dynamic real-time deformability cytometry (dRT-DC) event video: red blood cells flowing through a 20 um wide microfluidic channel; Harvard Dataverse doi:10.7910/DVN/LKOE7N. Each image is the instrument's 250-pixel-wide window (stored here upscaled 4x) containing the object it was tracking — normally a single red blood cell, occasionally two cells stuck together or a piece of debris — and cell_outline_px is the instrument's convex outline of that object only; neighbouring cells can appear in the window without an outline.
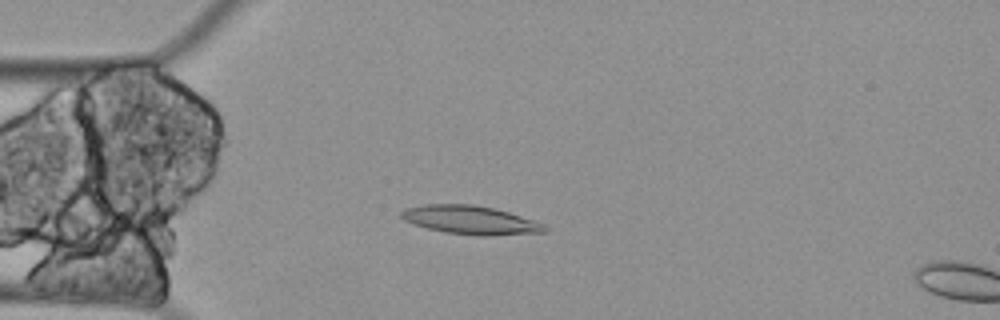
{"species": "Egyptian fruit bat (a non-hibernating species)", "species_latin": "Rousettus aegyptiacus", "temperature_condition": "cold", "stored_images_in_passage": 50, "camera_frame_rate_fps": 3000, "um_per_image_px": 0.085, "animal": {"sex": "female"}, "frame": {"image": 1, "passage_image": 15, "time_ms": 4.667, "image_size_px": [1000, 320], "cell_outline_px": [[548, 232], [448, 232], [428, 228], [404, 220], [400, 216], [400, 212], [408, 208], [424, 204], [472, 204], [492, 208], [508, 212], [544, 224], [548, 228]], "centroid_in_image_um": [39.89, 18.62], "position_along_channel_um": 45.1, "area_um2": 22.02}}
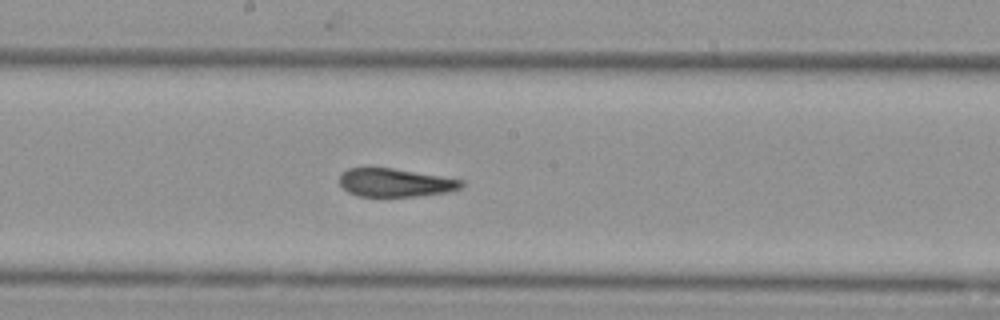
{"frame": {"image": 2, "passage_image": 31, "time_ms": 10.0, "image_size_px": [1000, 320], "cell_outline_px": [[464, 184], [460, 188], [448, 192], [416, 196], [356, 196], [348, 192], [340, 184], [340, 176], [348, 168], [368, 164], [464, 180]], "centroid_in_image_um": [33.53, 15.49], "position_along_channel_um": 214.7, "area_um2": 20.52}}
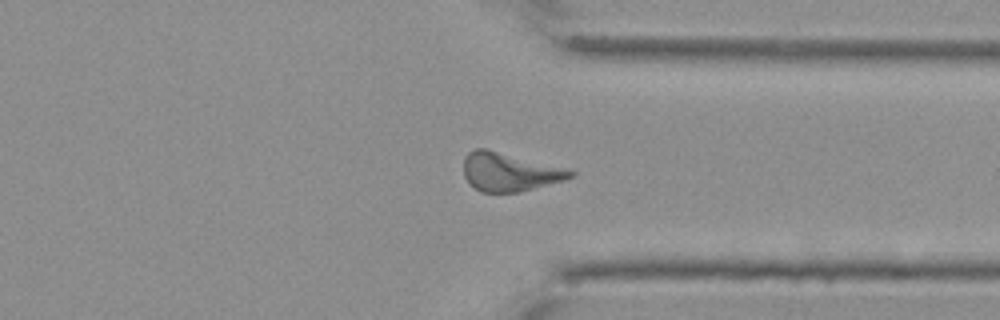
{"frame": {"image": 3, "passage_image": 45, "time_ms": 14.667, "image_size_px": [1000, 320], "cell_outline_px": [[576, 176], [564, 180], [520, 192], [480, 192], [464, 176], [464, 156], [468, 152], [476, 148], [484, 148], [576, 172]], "centroid_in_image_um": [43.26, 14.63], "position_along_channel_um": 368.1, "area_um2": 23.29}, "authors_computed_cell_mechanics": {"area_um2": 22.4553, "velocity_mm_per_s": 3.3, "shape_relaxation_time_tau1_ms": null, "shape_relaxation_time_tau2_ms": 5.3437, "deformation_change_tau1": null, "deformation_change_tau2": 0.1025}}